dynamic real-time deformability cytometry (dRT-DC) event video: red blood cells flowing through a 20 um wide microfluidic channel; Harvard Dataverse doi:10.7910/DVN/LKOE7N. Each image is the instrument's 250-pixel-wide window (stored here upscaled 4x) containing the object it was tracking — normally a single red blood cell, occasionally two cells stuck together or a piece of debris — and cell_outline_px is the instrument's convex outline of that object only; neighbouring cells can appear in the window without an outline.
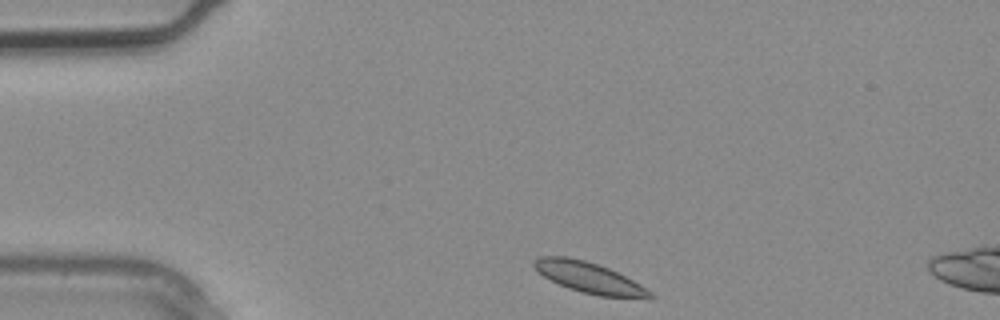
{"species": "common noctule bat (a hibernating species)", "species_latin": "Nyctalus noctula", "temperature_condition": "warm", "stored_images_in_passage": 2, "camera_frame_rate_fps": 3000, "um_per_image_px": 0.085, "animal": {"sex": "male", "body_mass_g": 20.4}, "frame": {"image": 1, "passage_image": 1, "time_ms": 0.0, "image_size_px": [1000, 320], "cell_outline_px": [[656, 296], [600, 296], [580, 292], [568, 288], [544, 276], [532, 264], [532, 260], [540, 256], [568, 256], [584, 260], [608, 268], [640, 284], [652, 292]], "centroid_in_image_um": [49.99, 23.56], "position_along_channel_um": 35.0, "area_um2": 20.11}}